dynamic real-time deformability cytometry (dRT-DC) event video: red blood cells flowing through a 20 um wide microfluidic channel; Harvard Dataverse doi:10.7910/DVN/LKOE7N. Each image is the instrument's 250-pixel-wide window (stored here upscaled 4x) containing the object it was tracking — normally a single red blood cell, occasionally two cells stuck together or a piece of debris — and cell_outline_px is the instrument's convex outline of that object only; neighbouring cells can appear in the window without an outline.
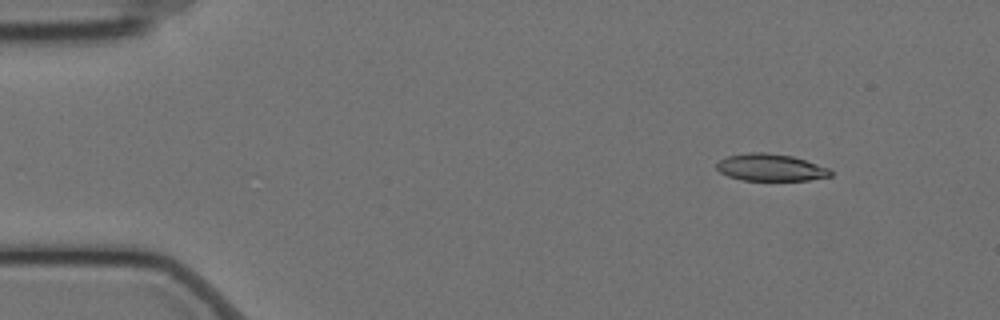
{"species": "Egyptian fruit bat (a non-hibernating species)", "species_latin": "Rousettus aegyptiacus", "temperature_condition": "cold", "stored_images_in_passage": 57, "camera_frame_rate_fps": 3000, "um_per_image_px": 0.085, "animal": {"sex": "female"}, "frame": {"image": 1, "passage_image": 6, "time_ms": 1.667, "image_size_px": [1000, 320], "cell_outline_px": [[832, 176], [808, 180], [744, 180], [728, 176], [720, 172], [716, 168], [716, 164], [720, 160], [728, 156], [748, 152], [768, 152], [792, 156], [828, 168], [832, 172]], "centroid_in_image_um": [65.48, 14.23], "position_along_channel_um": 19.5, "area_um2": 17.86}}
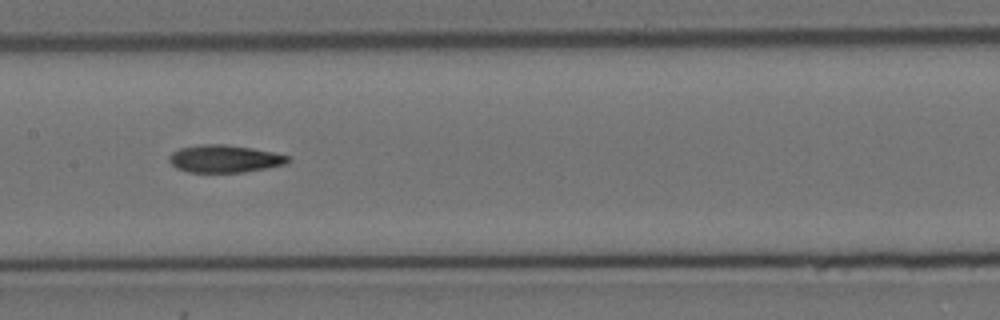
{"frame": {"image": 2, "passage_image": 28, "time_ms": 9.0, "image_size_px": [1000, 320], "cell_outline_px": [[292, 160], [288, 164], [244, 172], [188, 172], [176, 168], [168, 160], [168, 156], [172, 152], [180, 148], [200, 144], [224, 144], [252, 148], [272, 152], [288, 156]], "centroid_in_image_um": [19.09, 13.49], "position_along_channel_um": 188.3, "area_um2": 19.13}}
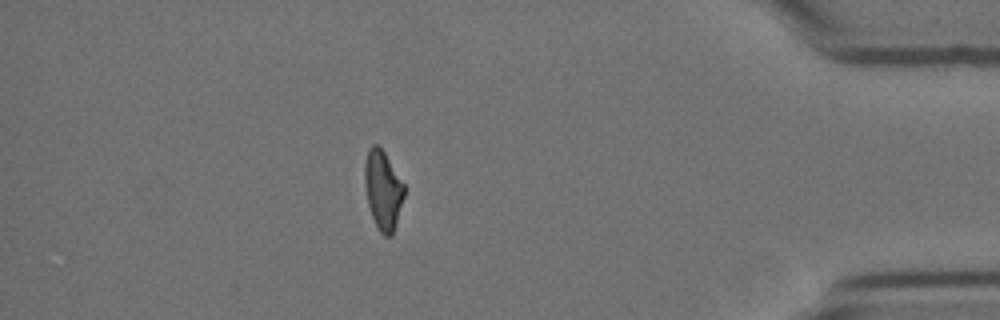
{"frame": {"image": 3, "passage_image": 50, "time_ms": 16.333, "image_size_px": [1000, 320], "cell_outline_px": [[404, 196], [392, 236], [384, 236], [380, 232], [372, 216], [368, 204], [364, 184], [364, 164], [368, 148], [372, 144], [376, 144], [384, 152], [404, 184]], "centroid_in_image_um": [32.53, 16.14], "position_along_channel_um": 402.7, "area_um2": 18.03}, "authors_computed_cell_mechanics": {"area_um2": 19.0162, "velocity_mm_per_s": 3.5083, "shape_relaxation_time_tau1_ms": null, "shape_relaxation_time_tau2_ms": 7.177, "deformation_change_tau1": null, "deformation_change_tau2": 0.1503}}